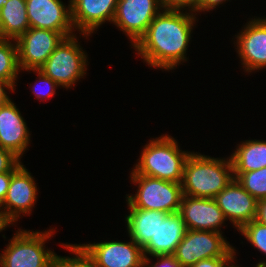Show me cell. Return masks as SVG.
Wrapping results in <instances>:
<instances>
[{
	"mask_svg": "<svg viewBox=\"0 0 266 267\" xmlns=\"http://www.w3.org/2000/svg\"><path fill=\"white\" fill-rule=\"evenodd\" d=\"M163 10L150 23L133 46L144 62L153 68L172 70L187 61L186 50L197 13Z\"/></svg>",
	"mask_w": 266,
	"mask_h": 267,
	"instance_id": "6da1fadb",
	"label": "cell"
},
{
	"mask_svg": "<svg viewBox=\"0 0 266 267\" xmlns=\"http://www.w3.org/2000/svg\"><path fill=\"white\" fill-rule=\"evenodd\" d=\"M228 159L191 152L183 169V195L214 198L234 179L232 162Z\"/></svg>",
	"mask_w": 266,
	"mask_h": 267,
	"instance_id": "7a4b0ae2",
	"label": "cell"
},
{
	"mask_svg": "<svg viewBox=\"0 0 266 267\" xmlns=\"http://www.w3.org/2000/svg\"><path fill=\"white\" fill-rule=\"evenodd\" d=\"M178 146V142L169 135L150 140L133 170L140 175L181 183L190 153L180 150Z\"/></svg>",
	"mask_w": 266,
	"mask_h": 267,
	"instance_id": "3957f363",
	"label": "cell"
},
{
	"mask_svg": "<svg viewBox=\"0 0 266 267\" xmlns=\"http://www.w3.org/2000/svg\"><path fill=\"white\" fill-rule=\"evenodd\" d=\"M132 183L138 184L135 195H127L129 208H139L167 213L179 212L183 198L181 183L161 180L131 172Z\"/></svg>",
	"mask_w": 266,
	"mask_h": 267,
	"instance_id": "277c9868",
	"label": "cell"
},
{
	"mask_svg": "<svg viewBox=\"0 0 266 267\" xmlns=\"http://www.w3.org/2000/svg\"><path fill=\"white\" fill-rule=\"evenodd\" d=\"M53 229L44 232L19 230L0 255L1 267H51L54 251L45 249Z\"/></svg>",
	"mask_w": 266,
	"mask_h": 267,
	"instance_id": "5b68a950",
	"label": "cell"
},
{
	"mask_svg": "<svg viewBox=\"0 0 266 267\" xmlns=\"http://www.w3.org/2000/svg\"><path fill=\"white\" fill-rule=\"evenodd\" d=\"M78 44L76 35L64 38L38 69L59 87L70 88L87 73V54Z\"/></svg>",
	"mask_w": 266,
	"mask_h": 267,
	"instance_id": "8992f818",
	"label": "cell"
},
{
	"mask_svg": "<svg viewBox=\"0 0 266 267\" xmlns=\"http://www.w3.org/2000/svg\"><path fill=\"white\" fill-rule=\"evenodd\" d=\"M226 241L216 231L187 230L173 256L182 267H191L208 258L236 257L235 249Z\"/></svg>",
	"mask_w": 266,
	"mask_h": 267,
	"instance_id": "52a82bcc",
	"label": "cell"
},
{
	"mask_svg": "<svg viewBox=\"0 0 266 267\" xmlns=\"http://www.w3.org/2000/svg\"><path fill=\"white\" fill-rule=\"evenodd\" d=\"M37 189L34 178L22 164L12 174L6 197L0 205V219L6 226L18 221L21 213L30 215L37 199Z\"/></svg>",
	"mask_w": 266,
	"mask_h": 267,
	"instance_id": "ba28073f",
	"label": "cell"
},
{
	"mask_svg": "<svg viewBox=\"0 0 266 267\" xmlns=\"http://www.w3.org/2000/svg\"><path fill=\"white\" fill-rule=\"evenodd\" d=\"M160 10H163L160 0H118L112 23L129 37L134 46Z\"/></svg>",
	"mask_w": 266,
	"mask_h": 267,
	"instance_id": "9c48e42d",
	"label": "cell"
},
{
	"mask_svg": "<svg viewBox=\"0 0 266 267\" xmlns=\"http://www.w3.org/2000/svg\"><path fill=\"white\" fill-rule=\"evenodd\" d=\"M64 38L59 32L30 27L15 40L20 70H38Z\"/></svg>",
	"mask_w": 266,
	"mask_h": 267,
	"instance_id": "30bf717a",
	"label": "cell"
},
{
	"mask_svg": "<svg viewBox=\"0 0 266 267\" xmlns=\"http://www.w3.org/2000/svg\"><path fill=\"white\" fill-rule=\"evenodd\" d=\"M26 10L31 28L59 32L65 38L74 35L71 0L67 7L61 0H26Z\"/></svg>",
	"mask_w": 266,
	"mask_h": 267,
	"instance_id": "8fae6325",
	"label": "cell"
},
{
	"mask_svg": "<svg viewBox=\"0 0 266 267\" xmlns=\"http://www.w3.org/2000/svg\"><path fill=\"white\" fill-rule=\"evenodd\" d=\"M97 267H144L143 249L130 242L109 241L81 245Z\"/></svg>",
	"mask_w": 266,
	"mask_h": 267,
	"instance_id": "7c38bea8",
	"label": "cell"
},
{
	"mask_svg": "<svg viewBox=\"0 0 266 267\" xmlns=\"http://www.w3.org/2000/svg\"><path fill=\"white\" fill-rule=\"evenodd\" d=\"M244 27L234 43L244 71L251 73L266 67V18L251 19Z\"/></svg>",
	"mask_w": 266,
	"mask_h": 267,
	"instance_id": "4fadbf2b",
	"label": "cell"
},
{
	"mask_svg": "<svg viewBox=\"0 0 266 267\" xmlns=\"http://www.w3.org/2000/svg\"><path fill=\"white\" fill-rule=\"evenodd\" d=\"M223 214L238 231L255 220L257 200L233 179L213 198Z\"/></svg>",
	"mask_w": 266,
	"mask_h": 267,
	"instance_id": "5bb4252c",
	"label": "cell"
},
{
	"mask_svg": "<svg viewBox=\"0 0 266 267\" xmlns=\"http://www.w3.org/2000/svg\"><path fill=\"white\" fill-rule=\"evenodd\" d=\"M179 213L185 222L187 230H205L222 233L221 227L226 221L223 211L218 207L213 198L183 195Z\"/></svg>",
	"mask_w": 266,
	"mask_h": 267,
	"instance_id": "9a60e30c",
	"label": "cell"
},
{
	"mask_svg": "<svg viewBox=\"0 0 266 267\" xmlns=\"http://www.w3.org/2000/svg\"><path fill=\"white\" fill-rule=\"evenodd\" d=\"M118 0H71L73 27L88 37L106 21L113 22Z\"/></svg>",
	"mask_w": 266,
	"mask_h": 267,
	"instance_id": "2e32d148",
	"label": "cell"
},
{
	"mask_svg": "<svg viewBox=\"0 0 266 267\" xmlns=\"http://www.w3.org/2000/svg\"><path fill=\"white\" fill-rule=\"evenodd\" d=\"M186 231L185 222L179 212L157 211L156 235L143 248L144 257L147 255H173Z\"/></svg>",
	"mask_w": 266,
	"mask_h": 267,
	"instance_id": "e0dca14e",
	"label": "cell"
},
{
	"mask_svg": "<svg viewBox=\"0 0 266 267\" xmlns=\"http://www.w3.org/2000/svg\"><path fill=\"white\" fill-rule=\"evenodd\" d=\"M30 132L19 109L11 99L0 106V147L21 159L30 141Z\"/></svg>",
	"mask_w": 266,
	"mask_h": 267,
	"instance_id": "ac0fdd59",
	"label": "cell"
},
{
	"mask_svg": "<svg viewBox=\"0 0 266 267\" xmlns=\"http://www.w3.org/2000/svg\"><path fill=\"white\" fill-rule=\"evenodd\" d=\"M29 28L26 0H7L0 9V38L16 40Z\"/></svg>",
	"mask_w": 266,
	"mask_h": 267,
	"instance_id": "d6986e66",
	"label": "cell"
},
{
	"mask_svg": "<svg viewBox=\"0 0 266 267\" xmlns=\"http://www.w3.org/2000/svg\"><path fill=\"white\" fill-rule=\"evenodd\" d=\"M233 174H242L266 167V141L246 140L230 156Z\"/></svg>",
	"mask_w": 266,
	"mask_h": 267,
	"instance_id": "ffe728a7",
	"label": "cell"
},
{
	"mask_svg": "<svg viewBox=\"0 0 266 267\" xmlns=\"http://www.w3.org/2000/svg\"><path fill=\"white\" fill-rule=\"evenodd\" d=\"M129 215H126L127 232L129 237L142 249L156 235L157 211L128 208Z\"/></svg>",
	"mask_w": 266,
	"mask_h": 267,
	"instance_id": "44dd1931",
	"label": "cell"
},
{
	"mask_svg": "<svg viewBox=\"0 0 266 267\" xmlns=\"http://www.w3.org/2000/svg\"><path fill=\"white\" fill-rule=\"evenodd\" d=\"M0 38V80L9 82L13 87L17 80L20 67L18 63V50L16 41Z\"/></svg>",
	"mask_w": 266,
	"mask_h": 267,
	"instance_id": "7402d4cb",
	"label": "cell"
},
{
	"mask_svg": "<svg viewBox=\"0 0 266 267\" xmlns=\"http://www.w3.org/2000/svg\"><path fill=\"white\" fill-rule=\"evenodd\" d=\"M234 179L256 200L266 198V167L234 174Z\"/></svg>",
	"mask_w": 266,
	"mask_h": 267,
	"instance_id": "603a6c76",
	"label": "cell"
},
{
	"mask_svg": "<svg viewBox=\"0 0 266 267\" xmlns=\"http://www.w3.org/2000/svg\"><path fill=\"white\" fill-rule=\"evenodd\" d=\"M64 248L74 253L73 257H62L54 255L51 267H97L94 260L81 246V244H61Z\"/></svg>",
	"mask_w": 266,
	"mask_h": 267,
	"instance_id": "cb8c5ba5",
	"label": "cell"
},
{
	"mask_svg": "<svg viewBox=\"0 0 266 267\" xmlns=\"http://www.w3.org/2000/svg\"><path fill=\"white\" fill-rule=\"evenodd\" d=\"M239 232L245 236L253 247L266 255V226L256 220H252L244 225Z\"/></svg>",
	"mask_w": 266,
	"mask_h": 267,
	"instance_id": "d4e9b609",
	"label": "cell"
},
{
	"mask_svg": "<svg viewBox=\"0 0 266 267\" xmlns=\"http://www.w3.org/2000/svg\"><path fill=\"white\" fill-rule=\"evenodd\" d=\"M26 71H34V73L36 72L39 78L38 82L45 87L47 86L46 88H48L47 90L44 91V89L39 90L38 89L39 87L36 88L37 85L32 86V89H33L32 93H34V95L36 96V99H40L43 101V99L46 100L48 97L50 98L55 94V89L59 85L55 81H53L50 77L44 75L40 70H26Z\"/></svg>",
	"mask_w": 266,
	"mask_h": 267,
	"instance_id": "484cf974",
	"label": "cell"
},
{
	"mask_svg": "<svg viewBox=\"0 0 266 267\" xmlns=\"http://www.w3.org/2000/svg\"><path fill=\"white\" fill-rule=\"evenodd\" d=\"M12 151L0 147V173L15 172L22 164Z\"/></svg>",
	"mask_w": 266,
	"mask_h": 267,
	"instance_id": "4316f807",
	"label": "cell"
},
{
	"mask_svg": "<svg viewBox=\"0 0 266 267\" xmlns=\"http://www.w3.org/2000/svg\"><path fill=\"white\" fill-rule=\"evenodd\" d=\"M163 10L181 11L186 7L189 12H195V0H160Z\"/></svg>",
	"mask_w": 266,
	"mask_h": 267,
	"instance_id": "83f0119b",
	"label": "cell"
},
{
	"mask_svg": "<svg viewBox=\"0 0 266 267\" xmlns=\"http://www.w3.org/2000/svg\"><path fill=\"white\" fill-rule=\"evenodd\" d=\"M153 257L158 260L154 264L151 263V265V259L148 256L144 257V267H182L173 255H155Z\"/></svg>",
	"mask_w": 266,
	"mask_h": 267,
	"instance_id": "f1b7e54d",
	"label": "cell"
},
{
	"mask_svg": "<svg viewBox=\"0 0 266 267\" xmlns=\"http://www.w3.org/2000/svg\"><path fill=\"white\" fill-rule=\"evenodd\" d=\"M234 258L235 257H215L203 259L198 261L191 267H233L232 263L234 261Z\"/></svg>",
	"mask_w": 266,
	"mask_h": 267,
	"instance_id": "f546056e",
	"label": "cell"
},
{
	"mask_svg": "<svg viewBox=\"0 0 266 267\" xmlns=\"http://www.w3.org/2000/svg\"><path fill=\"white\" fill-rule=\"evenodd\" d=\"M226 0H195V12L213 10ZM230 1V0H229Z\"/></svg>",
	"mask_w": 266,
	"mask_h": 267,
	"instance_id": "4dcf8cb0",
	"label": "cell"
},
{
	"mask_svg": "<svg viewBox=\"0 0 266 267\" xmlns=\"http://www.w3.org/2000/svg\"><path fill=\"white\" fill-rule=\"evenodd\" d=\"M14 172H3L0 173V205L3 203L7 190L9 188V183Z\"/></svg>",
	"mask_w": 266,
	"mask_h": 267,
	"instance_id": "1f68e13d",
	"label": "cell"
},
{
	"mask_svg": "<svg viewBox=\"0 0 266 267\" xmlns=\"http://www.w3.org/2000/svg\"><path fill=\"white\" fill-rule=\"evenodd\" d=\"M255 220L266 226V198L257 200Z\"/></svg>",
	"mask_w": 266,
	"mask_h": 267,
	"instance_id": "d6a6232c",
	"label": "cell"
},
{
	"mask_svg": "<svg viewBox=\"0 0 266 267\" xmlns=\"http://www.w3.org/2000/svg\"><path fill=\"white\" fill-rule=\"evenodd\" d=\"M5 90L14 91L15 89L9 82L0 80V106L7 103L11 99Z\"/></svg>",
	"mask_w": 266,
	"mask_h": 267,
	"instance_id": "836d02e7",
	"label": "cell"
},
{
	"mask_svg": "<svg viewBox=\"0 0 266 267\" xmlns=\"http://www.w3.org/2000/svg\"><path fill=\"white\" fill-rule=\"evenodd\" d=\"M6 227L7 226L0 219V232L3 231V230H5Z\"/></svg>",
	"mask_w": 266,
	"mask_h": 267,
	"instance_id": "e575fe53",
	"label": "cell"
},
{
	"mask_svg": "<svg viewBox=\"0 0 266 267\" xmlns=\"http://www.w3.org/2000/svg\"><path fill=\"white\" fill-rule=\"evenodd\" d=\"M256 267H266V262H259Z\"/></svg>",
	"mask_w": 266,
	"mask_h": 267,
	"instance_id": "d590c367",
	"label": "cell"
},
{
	"mask_svg": "<svg viewBox=\"0 0 266 267\" xmlns=\"http://www.w3.org/2000/svg\"><path fill=\"white\" fill-rule=\"evenodd\" d=\"M7 3V0H0V9Z\"/></svg>",
	"mask_w": 266,
	"mask_h": 267,
	"instance_id": "8d00e7d4",
	"label": "cell"
}]
</instances>
